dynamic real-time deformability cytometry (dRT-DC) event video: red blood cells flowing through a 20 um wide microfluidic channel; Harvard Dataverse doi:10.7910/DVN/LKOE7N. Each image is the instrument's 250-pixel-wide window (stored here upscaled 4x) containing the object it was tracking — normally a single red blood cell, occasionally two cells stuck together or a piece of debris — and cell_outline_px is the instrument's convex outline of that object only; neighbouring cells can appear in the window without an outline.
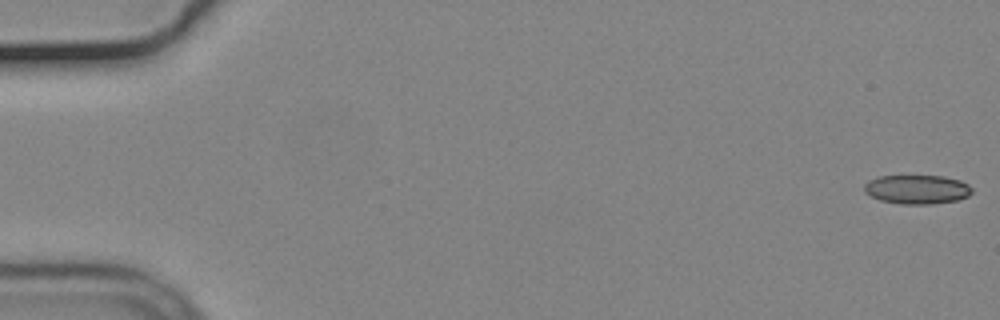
{"species": "common noctule bat (a hibernating species)", "species_latin": "Nyctalus noctula", "temperature_condition": "cold", "stored_images_in_passage": 56, "camera_frame_rate_fps": 3000, "um_per_image_px": 0.085, "animal": {"sex": "male", "body_mass_g": 19.2, "forearm_length_mm": 51.8}, "frame": {"image": 1, "passage_image": 1, "time_ms": 0.0, "image_size_px": [1000, 320], "cell_outline_px": [[972, 192], [968, 196], [956, 200], [932, 204], [900, 204], [880, 200], [864, 192], [864, 184], [868, 180], [880, 176], [944, 176], [960, 180], [968, 184], [972, 188]], "centroid_in_image_um": [77.94, 16.09], "position_along_channel_um": 7.1, "area_um2": 18.26}}
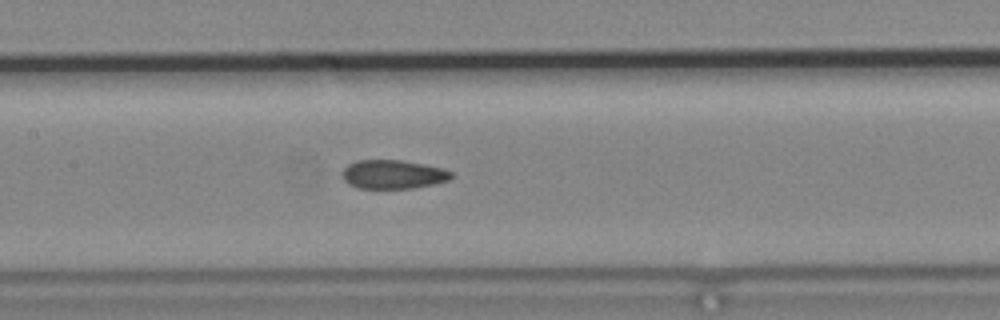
{"frame": {"image": 2, "passage_image": 27, "time_ms": 8.667, "image_size_px": [1000, 320], "cell_outline_px": [[452, 176], [448, 180], [432, 184], [412, 188], [360, 188], [348, 184], [344, 180], [344, 168], [348, 164], [356, 160], [400, 160], [424, 164], [444, 168], [452, 172]], "centroid_in_image_um": [33.41, 14.81], "position_along_channel_um": 174.0, "area_um2": 18.15}}
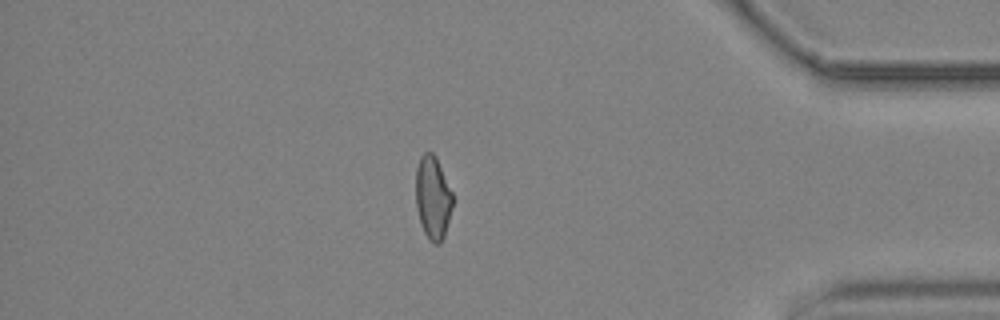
{"frame": {"image": 3, "passage_image": 48, "time_ms": 15.667, "image_size_px": [1000, 320], "cell_outline_px": [[452, 208], [444, 236], [440, 244], [432, 244], [428, 240], [424, 232], [416, 208], [416, 168], [420, 156], [424, 152], [432, 152], [436, 156], [452, 192]], "centroid_in_image_um": [36.78, 16.8], "position_along_channel_um": 398.4, "area_um2": 17.92}, "authors_computed_cell_mechanics": {"area_um2": 18.8717, "velocity_mm_per_s": 3.7014, "shape_relaxation_time_tau1_ms": null, "shape_relaxation_time_tau2_ms": 2.8343, "deformation_change_tau1": null, "deformation_change_tau2": 0.0919}}